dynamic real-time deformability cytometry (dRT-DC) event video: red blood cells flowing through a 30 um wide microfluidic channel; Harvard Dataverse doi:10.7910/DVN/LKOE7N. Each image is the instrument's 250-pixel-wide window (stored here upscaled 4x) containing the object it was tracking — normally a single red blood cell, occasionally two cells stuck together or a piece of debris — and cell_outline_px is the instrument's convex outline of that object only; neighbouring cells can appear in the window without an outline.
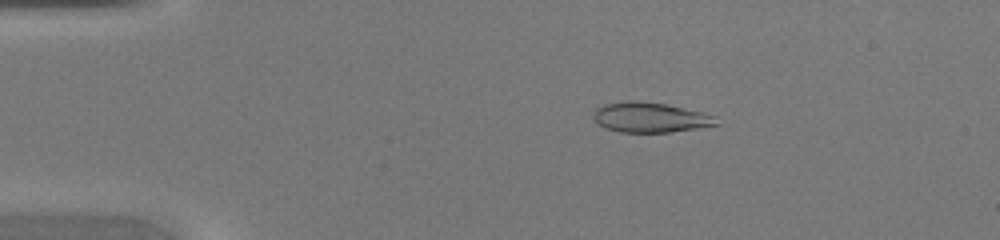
{"species": "common noctule bat (a hibernating species)", "species_latin": "Nyctalus noctula", "temperature_condition": "warm", "stored_images_in_passage": 47, "camera_frame_rate_fps": 3000, "um_per_image_px": 0.085, "animal": {"sex": "female", "body_mass_g": 20.0, "forearm_length_mm": 54.0}, "frame": {"image": 1, "passage_image": 9, "time_ms": 2.667, "image_size_px": [1000, 240], "cell_outline_px": [[720, 124], [672, 132], [620, 132], [604, 128], [592, 116], [592, 112], [596, 108], [604, 104], [624, 100], [640, 100], [668, 104], [716, 116]], "centroid_in_image_um": [55.24, 9.96], "position_along_channel_um": 29.8, "area_um2": 21.73}}
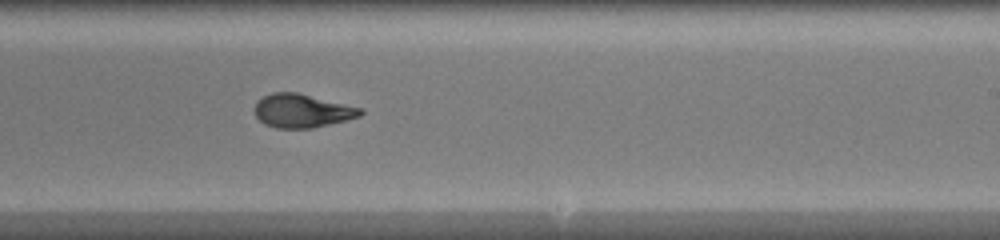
{"frame": {"image": 2, "passage_image": 29, "time_ms": 9.333, "image_size_px": [1000, 240], "cell_outline_px": [[364, 112], [360, 116], [312, 128], [276, 128], [264, 124], [256, 116], [252, 108], [256, 100], [272, 92], [296, 92], [364, 108]], "centroid_in_image_um": [25.64, 9.41], "position_along_channel_um": 263.4, "area_um2": 20.81}}
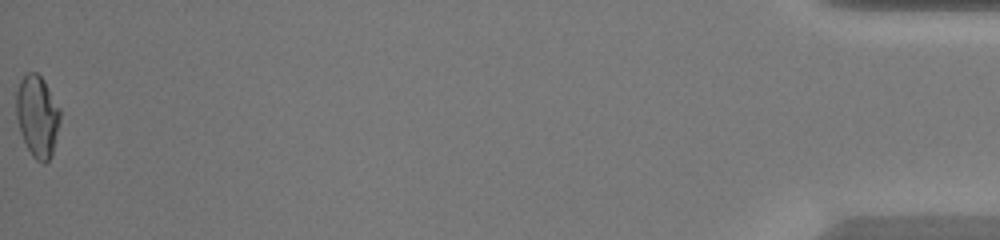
{"frame": {"image": 3, "passage_image": 47, "time_ms": 15.333, "image_size_px": [1000, 240], "cell_outline_px": [[60, 120], [52, 156], [44, 164], [36, 160], [32, 156], [20, 132], [16, 116], [16, 92], [20, 80], [28, 72], [36, 72], [44, 80], [60, 108]], "centroid_in_image_um": [3.18, 9.87], "position_along_channel_um": 432.0, "area_um2": 20.92}}